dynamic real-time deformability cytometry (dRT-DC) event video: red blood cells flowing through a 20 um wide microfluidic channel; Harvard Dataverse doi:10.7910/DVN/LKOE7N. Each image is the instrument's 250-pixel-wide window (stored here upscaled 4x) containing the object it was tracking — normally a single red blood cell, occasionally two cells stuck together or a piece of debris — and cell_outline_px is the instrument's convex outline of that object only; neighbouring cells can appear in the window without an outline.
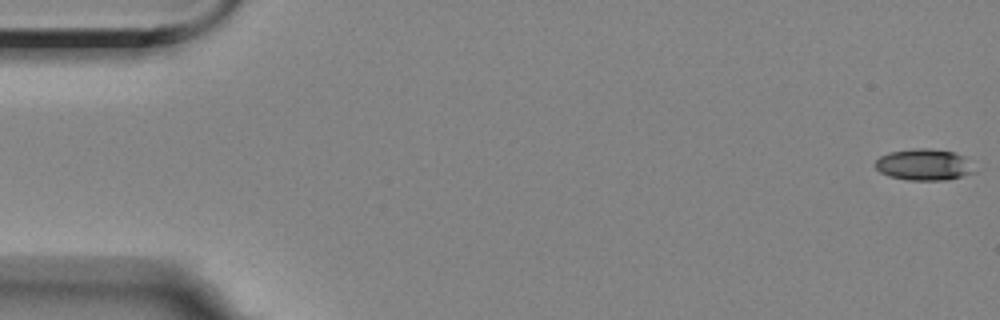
{"species": "Egyptian fruit bat (a non-hibernating species)", "species_latin": "Rousettus aegyptiacus", "temperature_condition": "room temperature", "stored_images_in_passage": 56, "camera_frame_rate_fps": 3000, "um_per_image_px": 0.085, "animal": {"sex": "female"}, "frame": {"image": 1, "passage_image": 1, "time_ms": 0.0, "image_size_px": [1000, 320], "cell_outline_px": [[976, 172], [948, 180], [908, 180], [888, 176], [880, 172], [876, 168], [876, 160], [880, 156], [888, 152], [912, 148], [928, 148], [956, 152], [964, 156]], "centroid_in_image_um": [78.53, 13.99], "position_along_channel_um": 6.5, "area_um2": 18.26}}
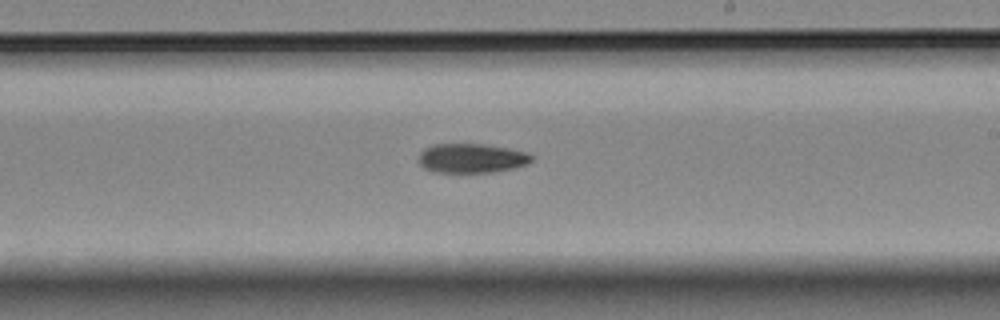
{"frame": {"image": 2, "passage_image": 33, "time_ms": 10.667, "image_size_px": [1000, 320], "cell_outline_px": [[532, 160], [528, 164], [512, 168], [492, 172], [432, 172], [424, 168], [416, 160], [420, 152], [424, 148], [432, 144], [484, 144], [508, 148], [528, 152], [532, 156]], "centroid_in_image_um": [40.04, 13.44], "position_along_channel_um": 249.0, "area_um2": 19.48}}
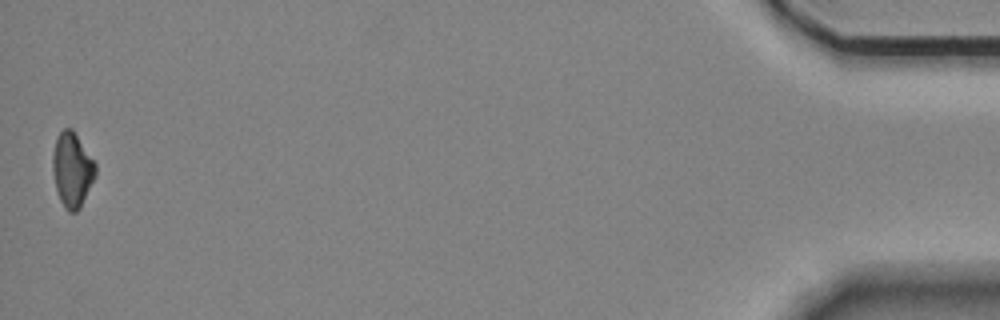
{"frame": {"image": 3, "passage_image": 56, "time_ms": 18.333, "image_size_px": [1000, 320], "cell_outline_px": [[96, 176], [80, 208], [76, 212], [68, 212], [64, 208], [60, 200], [56, 188], [52, 172], [52, 156], [56, 136], [64, 128], [72, 128], [96, 164]], "centroid_in_image_um": [6.12, 14.43], "position_along_channel_um": 429.1, "area_um2": 18.73}, "authors_computed_cell_mechanics": {"area_um2": 19.1607, "velocity_mm_per_s": 3.5567, "shape_relaxation_time_tau1_ms": 3.9625, "shape_relaxation_time_tau2_ms": null, "deformation_change_tau1": 0.1263, "deformation_change_tau2": null}}